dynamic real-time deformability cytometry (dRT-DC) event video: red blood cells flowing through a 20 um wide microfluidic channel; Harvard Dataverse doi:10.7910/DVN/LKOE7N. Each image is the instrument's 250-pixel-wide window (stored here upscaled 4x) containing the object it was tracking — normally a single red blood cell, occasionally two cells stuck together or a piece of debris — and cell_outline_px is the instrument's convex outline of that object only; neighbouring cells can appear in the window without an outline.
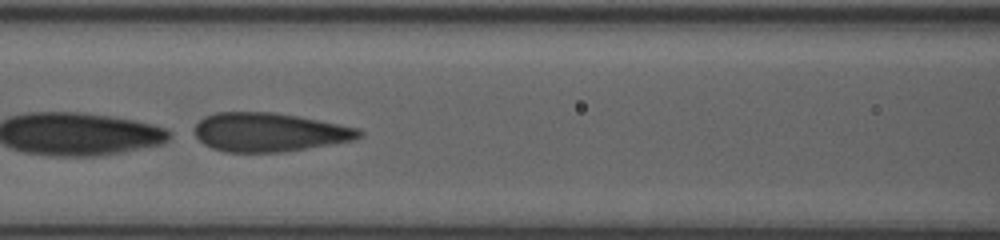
{"species": "human", "species_latin": "Homo sapiens", "temperature_condition": "room temperature", "stored_images_in_passage": 16, "camera_frame_rate_fps": 3000, "um_per_image_px": 0.085, "donor": {"sex": "female"}, "frame": {"image": 1, "passage_image": 7, "time_ms": 5.333, "image_size_px": [1000, 240], "cell_outline_px": [[364, 136], [356, 140], [284, 152], [224, 152], [212, 148], [204, 144], [196, 136], [192, 128], [204, 116], [216, 112], [272, 112], [296, 116], [360, 128], [364, 132]], "centroid_in_image_um": [22.9, 11.24], "position_along_channel_um": 143.7, "area_um2": 37.45}}